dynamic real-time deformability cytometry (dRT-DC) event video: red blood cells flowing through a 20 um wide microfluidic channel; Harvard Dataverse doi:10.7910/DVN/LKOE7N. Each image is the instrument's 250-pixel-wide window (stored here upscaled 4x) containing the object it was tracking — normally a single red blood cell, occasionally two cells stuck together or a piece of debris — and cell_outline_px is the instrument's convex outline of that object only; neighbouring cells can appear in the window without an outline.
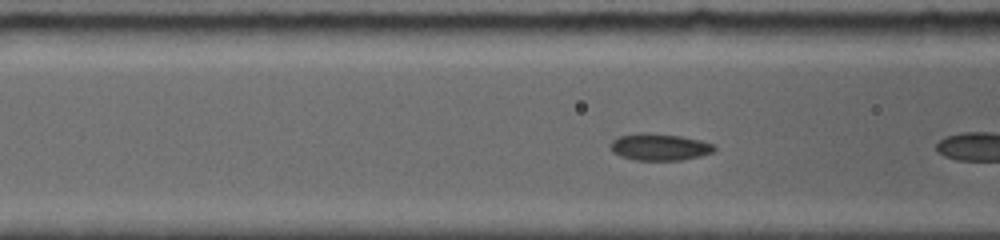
{"species": "common noctule bat (a hibernating species)", "species_latin": "Nyctalus noctula", "temperature_condition": "room temperature", "stored_images_in_passage": 10, "camera_frame_rate_fps": 5000, "um_per_image_px": 0.085, "animal": {"sex": "female", "body_mass_g": 19.0, "forearm_length_mm": 56.7}, "frame": {"image": 1, "passage_image": 9, "time_ms": 1.8, "image_size_px": [1000, 240], "cell_outline_px": [[716, 148], [712, 152], [700, 156], [680, 160], [636, 160], [620, 156], [612, 152], [608, 144], [612, 140], [620, 136], [640, 132], [644, 132], [680, 136], [700, 140], [716, 144]], "centroid_in_image_um": [56.03, 12.49], "position_along_channel_um": 110.6, "area_um2": 16.36}}